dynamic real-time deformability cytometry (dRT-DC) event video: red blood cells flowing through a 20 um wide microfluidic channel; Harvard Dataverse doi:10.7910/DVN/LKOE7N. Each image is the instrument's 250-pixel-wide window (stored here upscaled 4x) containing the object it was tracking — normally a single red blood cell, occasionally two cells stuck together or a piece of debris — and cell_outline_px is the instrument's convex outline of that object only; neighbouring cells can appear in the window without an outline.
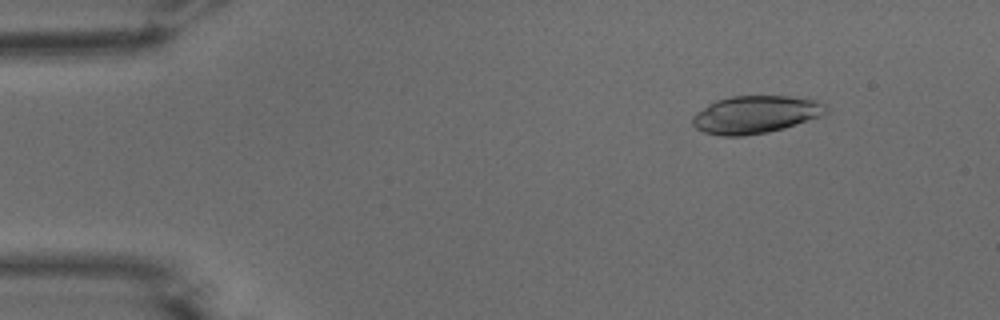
{"species": "common noctule bat (a hibernating species)", "species_latin": "Nyctalus noctula", "temperature_condition": "warm", "stored_images_in_passage": 19, "camera_frame_rate_fps": 3000, "um_per_image_px": 0.085, "animal": {"sex": "male", "body_mass_g": 15.6}, "frame": {"image": 1, "passage_image": 6, "time_ms": 1.667, "image_size_px": [1000, 320], "cell_outline_px": [[828, 112], [824, 116], [784, 128], [768, 132], [744, 136], [724, 136], [704, 132], [696, 128], [692, 124], [692, 116], [696, 112], [708, 104], [716, 100], [732, 96], [788, 96], [816, 100], [824, 104], [828, 108]], "centroid_in_image_um": [64.23, 9.74], "position_along_channel_um": 20.8, "area_um2": 29.48}}
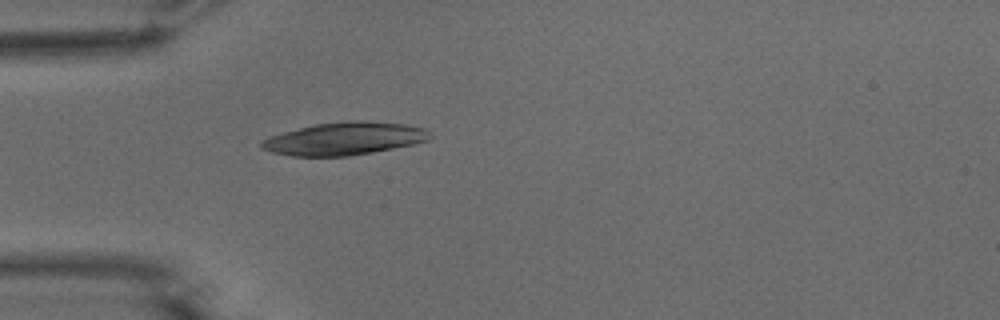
{"frame": {"image": 2, "passage_image": 15, "time_ms": 4.667, "image_size_px": [1000, 320], "cell_outline_px": [[432, 136], [428, 140], [412, 144], [372, 152], [348, 156], [292, 156], [272, 152], [260, 148], [260, 144], [268, 136], [316, 124], [348, 120], [360, 120], [408, 124], [424, 128]], "centroid_in_image_um": [29.27, 11.78], "position_along_channel_um": 55.7, "area_um2": 31.96}}